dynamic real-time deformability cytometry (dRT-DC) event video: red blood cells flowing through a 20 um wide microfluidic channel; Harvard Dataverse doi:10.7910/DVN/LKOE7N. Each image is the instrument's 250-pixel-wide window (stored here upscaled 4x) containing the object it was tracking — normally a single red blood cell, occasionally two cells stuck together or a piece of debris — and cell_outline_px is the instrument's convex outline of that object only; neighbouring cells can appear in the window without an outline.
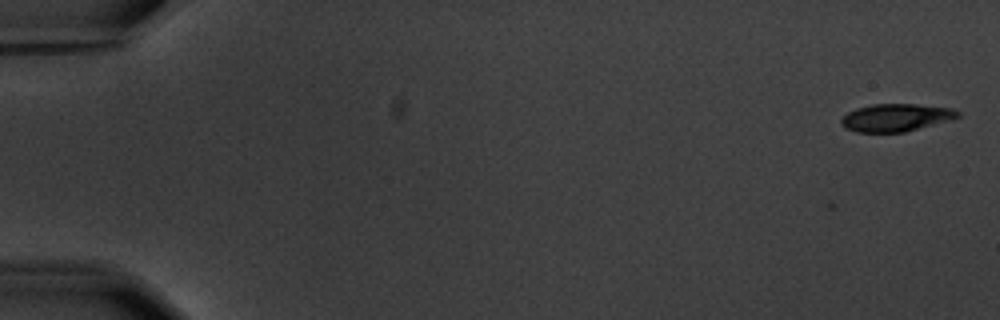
{"species": "common noctule bat (a hibernating species)", "species_latin": "Nyctalus noctula", "temperature_condition": "warm", "stored_images_in_passage": 11, "camera_frame_rate_fps": 3000, "um_per_image_px": 0.085, "animal": {"sex": "male", "body_mass_g": 20.1, "forearm_length_mm": 53.5}, "frame": {"image": 1, "passage_image": 1, "time_ms": 0.0, "image_size_px": [1000, 320], "cell_outline_px": [[960, 116], [904, 132], [856, 132], [844, 128], [840, 124], [840, 120], [848, 112], [856, 108], [872, 104], [916, 104], [952, 108], [960, 112]], "centroid_in_image_um": [76.09, 9.99], "position_along_channel_um": 8.9, "area_um2": 18.55}}
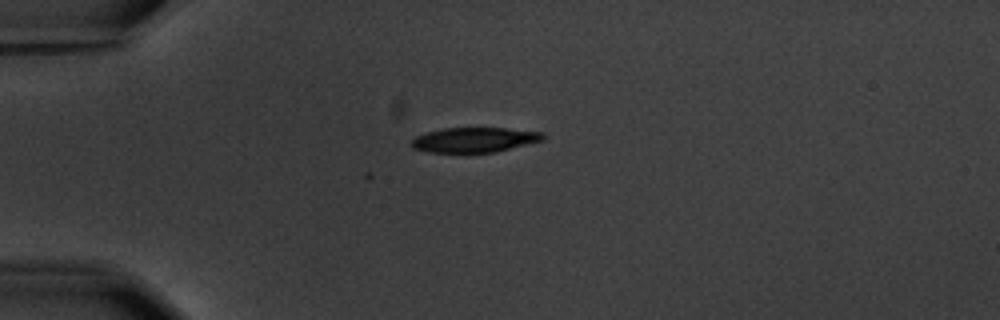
{"frame": {"image": 2, "passage_image": 4, "time_ms": 4.667, "image_size_px": [1000, 320], "cell_outline_px": [[548, 136], [544, 140], [496, 152], [428, 152], [412, 148], [412, 140], [416, 136], [428, 132], [444, 128], [504, 128], [544, 132]], "centroid_in_image_um": [40.39, 11.88], "position_along_channel_um": 44.6, "area_um2": 19.07}}